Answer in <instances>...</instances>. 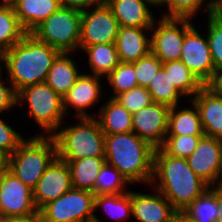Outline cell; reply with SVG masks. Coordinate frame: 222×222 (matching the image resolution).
<instances>
[{"label": "cell", "instance_id": "6da1fadb", "mask_svg": "<svg viewBox=\"0 0 222 222\" xmlns=\"http://www.w3.org/2000/svg\"><path fill=\"white\" fill-rule=\"evenodd\" d=\"M154 182L153 188L162 193L178 213L209 188L189 167L186 158L169 156L161 148L154 151L151 186Z\"/></svg>", "mask_w": 222, "mask_h": 222}, {"label": "cell", "instance_id": "7a4b0ae2", "mask_svg": "<svg viewBox=\"0 0 222 222\" xmlns=\"http://www.w3.org/2000/svg\"><path fill=\"white\" fill-rule=\"evenodd\" d=\"M59 53L57 49L27 33L18 43L3 52L8 83L18 93L27 86L45 82Z\"/></svg>", "mask_w": 222, "mask_h": 222}, {"label": "cell", "instance_id": "3957f363", "mask_svg": "<svg viewBox=\"0 0 222 222\" xmlns=\"http://www.w3.org/2000/svg\"><path fill=\"white\" fill-rule=\"evenodd\" d=\"M154 148L134 132L105 134L106 163L115 167L130 184H151Z\"/></svg>", "mask_w": 222, "mask_h": 222}, {"label": "cell", "instance_id": "277c9868", "mask_svg": "<svg viewBox=\"0 0 222 222\" xmlns=\"http://www.w3.org/2000/svg\"><path fill=\"white\" fill-rule=\"evenodd\" d=\"M75 125L60 126L52 135L57 157L64 161L105 157V134L96 117H80ZM62 127V128H61Z\"/></svg>", "mask_w": 222, "mask_h": 222}, {"label": "cell", "instance_id": "5b68a950", "mask_svg": "<svg viewBox=\"0 0 222 222\" xmlns=\"http://www.w3.org/2000/svg\"><path fill=\"white\" fill-rule=\"evenodd\" d=\"M56 156V143L53 137L37 134L25 139L18 149L8 156L7 169L33 190Z\"/></svg>", "mask_w": 222, "mask_h": 222}, {"label": "cell", "instance_id": "8992f818", "mask_svg": "<svg viewBox=\"0 0 222 222\" xmlns=\"http://www.w3.org/2000/svg\"><path fill=\"white\" fill-rule=\"evenodd\" d=\"M27 101L29 117L35 120L42 133L52 136L61 125L65 111L63 97L56 93L46 82L27 86L17 93V104Z\"/></svg>", "mask_w": 222, "mask_h": 222}, {"label": "cell", "instance_id": "52a82bcc", "mask_svg": "<svg viewBox=\"0 0 222 222\" xmlns=\"http://www.w3.org/2000/svg\"><path fill=\"white\" fill-rule=\"evenodd\" d=\"M82 11L60 7L40 23L31 34L60 53L79 49Z\"/></svg>", "mask_w": 222, "mask_h": 222}, {"label": "cell", "instance_id": "ba28073f", "mask_svg": "<svg viewBox=\"0 0 222 222\" xmlns=\"http://www.w3.org/2000/svg\"><path fill=\"white\" fill-rule=\"evenodd\" d=\"M94 196L92 191L72 188L39 212L47 220L55 222H93Z\"/></svg>", "mask_w": 222, "mask_h": 222}, {"label": "cell", "instance_id": "9c48e42d", "mask_svg": "<svg viewBox=\"0 0 222 222\" xmlns=\"http://www.w3.org/2000/svg\"><path fill=\"white\" fill-rule=\"evenodd\" d=\"M159 20H155L151 27V52L162 63L180 60L185 34L193 22L190 18L161 17Z\"/></svg>", "mask_w": 222, "mask_h": 222}, {"label": "cell", "instance_id": "30bf717a", "mask_svg": "<svg viewBox=\"0 0 222 222\" xmlns=\"http://www.w3.org/2000/svg\"><path fill=\"white\" fill-rule=\"evenodd\" d=\"M91 8L82 11L79 47L115 43L120 26L111 9L103 0Z\"/></svg>", "mask_w": 222, "mask_h": 222}, {"label": "cell", "instance_id": "8fae6325", "mask_svg": "<svg viewBox=\"0 0 222 222\" xmlns=\"http://www.w3.org/2000/svg\"><path fill=\"white\" fill-rule=\"evenodd\" d=\"M195 27L193 25L185 34L180 60L203 85H213L218 73L212 61L208 39Z\"/></svg>", "mask_w": 222, "mask_h": 222}, {"label": "cell", "instance_id": "7c38bea8", "mask_svg": "<svg viewBox=\"0 0 222 222\" xmlns=\"http://www.w3.org/2000/svg\"><path fill=\"white\" fill-rule=\"evenodd\" d=\"M39 215L33 191L6 169L0 177V217Z\"/></svg>", "mask_w": 222, "mask_h": 222}, {"label": "cell", "instance_id": "4fadbf2b", "mask_svg": "<svg viewBox=\"0 0 222 222\" xmlns=\"http://www.w3.org/2000/svg\"><path fill=\"white\" fill-rule=\"evenodd\" d=\"M72 179L66 161L55 157L47 166L33 191V202L38 211L72 189Z\"/></svg>", "mask_w": 222, "mask_h": 222}, {"label": "cell", "instance_id": "5bb4252c", "mask_svg": "<svg viewBox=\"0 0 222 222\" xmlns=\"http://www.w3.org/2000/svg\"><path fill=\"white\" fill-rule=\"evenodd\" d=\"M170 108L166 104L152 102L133 113L132 132L149 142L154 148H160L166 138Z\"/></svg>", "mask_w": 222, "mask_h": 222}, {"label": "cell", "instance_id": "9a60e30c", "mask_svg": "<svg viewBox=\"0 0 222 222\" xmlns=\"http://www.w3.org/2000/svg\"><path fill=\"white\" fill-rule=\"evenodd\" d=\"M186 160L193 172L209 187L216 186L222 161V140L203 135Z\"/></svg>", "mask_w": 222, "mask_h": 222}, {"label": "cell", "instance_id": "2e32d148", "mask_svg": "<svg viewBox=\"0 0 222 222\" xmlns=\"http://www.w3.org/2000/svg\"><path fill=\"white\" fill-rule=\"evenodd\" d=\"M199 110L204 135L222 140V92L204 85L191 99Z\"/></svg>", "mask_w": 222, "mask_h": 222}, {"label": "cell", "instance_id": "e0dca14e", "mask_svg": "<svg viewBox=\"0 0 222 222\" xmlns=\"http://www.w3.org/2000/svg\"><path fill=\"white\" fill-rule=\"evenodd\" d=\"M101 77L93 74H81L71 89L63 96V108L65 114L68 112V107H73L77 113L76 117H95L96 115H90L87 110L90 106L99 102L101 98Z\"/></svg>", "mask_w": 222, "mask_h": 222}, {"label": "cell", "instance_id": "ac0fdd59", "mask_svg": "<svg viewBox=\"0 0 222 222\" xmlns=\"http://www.w3.org/2000/svg\"><path fill=\"white\" fill-rule=\"evenodd\" d=\"M155 194L131 191V212L139 222H171L178 213L172 204L155 189Z\"/></svg>", "mask_w": 222, "mask_h": 222}, {"label": "cell", "instance_id": "d6986e66", "mask_svg": "<svg viewBox=\"0 0 222 222\" xmlns=\"http://www.w3.org/2000/svg\"><path fill=\"white\" fill-rule=\"evenodd\" d=\"M111 9L119 26L151 28L155 17L148 0H103ZM149 5V6H148Z\"/></svg>", "mask_w": 222, "mask_h": 222}, {"label": "cell", "instance_id": "ffe728a7", "mask_svg": "<svg viewBox=\"0 0 222 222\" xmlns=\"http://www.w3.org/2000/svg\"><path fill=\"white\" fill-rule=\"evenodd\" d=\"M151 28L120 26L116 38V48L119 62H134L151 52V38L147 32Z\"/></svg>", "mask_w": 222, "mask_h": 222}, {"label": "cell", "instance_id": "44dd1931", "mask_svg": "<svg viewBox=\"0 0 222 222\" xmlns=\"http://www.w3.org/2000/svg\"><path fill=\"white\" fill-rule=\"evenodd\" d=\"M20 24L31 33L61 7L60 0H16L12 3Z\"/></svg>", "mask_w": 222, "mask_h": 222}, {"label": "cell", "instance_id": "7402d4cb", "mask_svg": "<svg viewBox=\"0 0 222 222\" xmlns=\"http://www.w3.org/2000/svg\"><path fill=\"white\" fill-rule=\"evenodd\" d=\"M74 61L71 58V53L61 52L53 61L47 74L45 82L62 97L71 89L82 74Z\"/></svg>", "mask_w": 222, "mask_h": 222}, {"label": "cell", "instance_id": "603a6c76", "mask_svg": "<svg viewBox=\"0 0 222 222\" xmlns=\"http://www.w3.org/2000/svg\"><path fill=\"white\" fill-rule=\"evenodd\" d=\"M97 119L104 134L132 132V114L116 99L110 98L99 110Z\"/></svg>", "mask_w": 222, "mask_h": 222}, {"label": "cell", "instance_id": "cb8c5ba5", "mask_svg": "<svg viewBox=\"0 0 222 222\" xmlns=\"http://www.w3.org/2000/svg\"><path fill=\"white\" fill-rule=\"evenodd\" d=\"M193 108L178 109L172 106L169 111L166 136L204 135L199 110L194 103Z\"/></svg>", "mask_w": 222, "mask_h": 222}, {"label": "cell", "instance_id": "d4e9b609", "mask_svg": "<svg viewBox=\"0 0 222 222\" xmlns=\"http://www.w3.org/2000/svg\"><path fill=\"white\" fill-rule=\"evenodd\" d=\"M72 179L73 188L93 191L99 171L106 163L105 157H87L66 161Z\"/></svg>", "mask_w": 222, "mask_h": 222}, {"label": "cell", "instance_id": "484cf974", "mask_svg": "<svg viewBox=\"0 0 222 222\" xmlns=\"http://www.w3.org/2000/svg\"><path fill=\"white\" fill-rule=\"evenodd\" d=\"M88 55L89 68L93 75L103 78L119 64L115 43H100L87 47H79Z\"/></svg>", "mask_w": 222, "mask_h": 222}, {"label": "cell", "instance_id": "4316f807", "mask_svg": "<svg viewBox=\"0 0 222 222\" xmlns=\"http://www.w3.org/2000/svg\"><path fill=\"white\" fill-rule=\"evenodd\" d=\"M26 34L12 4L0 2V51L3 53L9 50Z\"/></svg>", "mask_w": 222, "mask_h": 222}, {"label": "cell", "instance_id": "83f0119b", "mask_svg": "<svg viewBox=\"0 0 222 222\" xmlns=\"http://www.w3.org/2000/svg\"><path fill=\"white\" fill-rule=\"evenodd\" d=\"M162 68L169 75L175 87L186 97L188 95L192 99L204 86L181 60L165 62L162 64Z\"/></svg>", "mask_w": 222, "mask_h": 222}, {"label": "cell", "instance_id": "f1b7e54d", "mask_svg": "<svg viewBox=\"0 0 222 222\" xmlns=\"http://www.w3.org/2000/svg\"><path fill=\"white\" fill-rule=\"evenodd\" d=\"M182 213L193 222H216L219 215L217 187H209Z\"/></svg>", "mask_w": 222, "mask_h": 222}, {"label": "cell", "instance_id": "f546056e", "mask_svg": "<svg viewBox=\"0 0 222 222\" xmlns=\"http://www.w3.org/2000/svg\"><path fill=\"white\" fill-rule=\"evenodd\" d=\"M205 9L209 17L206 37L208 39L215 71L219 73L222 70V18L215 13L216 0H209Z\"/></svg>", "mask_w": 222, "mask_h": 222}, {"label": "cell", "instance_id": "4dcf8cb0", "mask_svg": "<svg viewBox=\"0 0 222 222\" xmlns=\"http://www.w3.org/2000/svg\"><path fill=\"white\" fill-rule=\"evenodd\" d=\"M147 90L153 102L163 103L170 107L179 106V99L184 97L162 67L152 79Z\"/></svg>", "mask_w": 222, "mask_h": 222}, {"label": "cell", "instance_id": "1f68e13d", "mask_svg": "<svg viewBox=\"0 0 222 222\" xmlns=\"http://www.w3.org/2000/svg\"><path fill=\"white\" fill-rule=\"evenodd\" d=\"M97 208H104L105 213L113 220H126L132 215L131 190L122 194L94 196V209Z\"/></svg>", "mask_w": 222, "mask_h": 222}, {"label": "cell", "instance_id": "d6a6232c", "mask_svg": "<svg viewBox=\"0 0 222 222\" xmlns=\"http://www.w3.org/2000/svg\"><path fill=\"white\" fill-rule=\"evenodd\" d=\"M126 185L131 184L115 167L105 163L98 173L96 186L92 192L95 196L122 194L130 191L125 188Z\"/></svg>", "mask_w": 222, "mask_h": 222}, {"label": "cell", "instance_id": "836d02e7", "mask_svg": "<svg viewBox=\"0 0 222 222\" xmlns=\"http://www.w3.org/2000/svg\"><path fill=\"white\" fill-rule=\"evenodd\" d=\"M105 78L108 80L114 93L110 98H115L120 93L138 87L134 64L131 62H119Z\"/></svg>", "mask_w": 222, "mask_h": 222}, {"label": "cell", "instance_id": "e575fe53", "mask_svg": "<svg viewBox=\"0 0 222 222\" xmlns=\"http://www.w3.org/2000/svg\"><path fill=\"white\" fill-rule=\"evenodd\" d=\"M202 136L203 135L166 136L160 148L169 156L187 158L193 153Z\"/></svg>", "mask_w": 222, "mask_h": 222}, {"label": "cell", "instance_id": "d590c367", "mask_svg": "<svg viewBox=\"0 0 222 222\" xmlns=\"http://www.w3.org/2000/svg\"><path fill=\"white\" fill-rule=\"evenodd\" d=\"M132 63L134 64L138 86L144 88L149 86L163 64L152 52H149L146 56Z\"/></svg>", "mask_w": 222, "mask_h": 222}, {"label": "cell", "instance_id": "8d00e7d4", "mask_svg": "<svg viewBox=\"0 0 222 222\" xmlns=\"http://www.w3.org/2000/svg\"><path fill=\"white\" fill-rule=\"evenodd\" d=\"M206 0H166L164 5L168 10L163 13L165 18H190L197 14L199 9L202 11ZM168 12V13H167Z\"/></svg>", "mask_w": 222, "mask_h": 222}, {"label": "cell", "instance_id": "74e56055", "mask_svg": "<svg viewBox=\"0 0 222 222\" xmlns=\"http://www.w3.org/2000/svg\"><path fill=\"white\" fill-rule=\"evenodd\" d=\"M114 99L124 106L131 114L138 112L140 109H143L153 102L147 88L141 86L120 93Z\"/></svg>", "mask_w": 222, "mask_h": 222}, {"label": "cell", "instance_id": "f35d334b", "mask_svg": "<svg viewBox=\"0 0 222 222\" xmlns=\"http://www.w3.org/2000/svg\"><path fill=\"white\" fill-rule=\"evenodd\" d=\"M24 140L21 134L0 118V150L4 154L12 155Z\"/></svg>", "mask_w": 222, "mask_h": 222}, {"label": "cell", "instance_id": "ab89813d", "mask_svg": "<svg viewBox=\"0 0 222 222\" xmlns=\"http://www.w3.org/2000/svg\"><path fill=\"white\" fill-rule=\"evenodd\" d=\"M2 75L3 74L0 75V114H2L3 111H9L12 109L11 107L17 105V93L11 83H9L10 87L5 85L7 80L2 79ZM3 80H5V82Z\"/></svg>", "mask_w": 222, "mask_h": 222}, {"label": "cell", "instance_id": "60d3db41", "mask_svg": "<svg viewBox=\"0 0 222 222\" xmlns=\"http://www.w3.org/2000/svg\"><path fill=\"white\" fill-rule=\"evenodd\" d=\"M102 0H60L61 7L73 8L84 11L89 7L99 4Z\"/></svg>", "mask_w": 222, "mask_h": 222}, {"label": "cell", "instance_id": "b9f144b4", "mask_svg": "<svg viewBox=\"0 0 222 222\" xmlns=\"http://www.w3.org/2000/svg\"><path fill=\"white\" fill-rule=\"evenodd\" d=\"M0 222H38V215L4 216L0 217Z\"/></svg>", "mask_w": 222, "mask_h": 222}, {"label": "cell", "instance_id": "7bdbcfd3", "mask_svg": "<svg viewBox=\"0 0 222 222\" xmlns=\"http://www.w3.org/2000/svg\"><path fill=\"white\" fill-rule=\"evenodd\" d=\"M217 208L219 215L216 222H222V188L217 187Z\"/></svg>", "mask_w": 222, "mask_h": 222}, {"label": "cell", "instance_id": "ee69618b", "mask_svg": "<svg viewBox=\"0 0 222 222\" xmlns=\"http://www.w3.org/2000/svg\"><path fill=\"white\" fill-rule=\"evenodd\" d=\"M8 165V156L0 150V170H6Z\"/></svg>", "mask_w": 222, "mask_h": 222}, {"label": "cell", "instance_id": "f6af8a7d", "mask_svg": "<svg viewBox=\"0 0 222 222\" xmlns=\"http://www.w3.org/2000/svg\"><path fill=\"white\" fill-rule=\"evenodd\" d=\"M213 85L222 92V70L218 73L217 79Z\"/></svg>", "mask_w": 222, "mask_h": 222}, {"label": "cell", "instance_id": "bcb514c9", "mask_svg": "<svg viewBox=\"0 0 222 222\" xmlns=\"http://www.w3.org/2000/svg\"><path fill=\"white\" fill-rule=\"evenodd\" d=\"M215 13L222 18V0H216Z\"/></svg>", "mask_w": 222, "mask_h": 222}, {"label": "cell", "instance_id": "7dc6e473", "mask_svg": "<svg viewBox=\"0 0 222 222\" xmlns=\"http://www.w3.org/2000/svg\"><path fill=\"white\" fill-rule=\"evenodd\" d=\"M149 3L153 6H164V4L166 3V0H148Z\"/></svg>", "mask_w": 222, "mask_h": 222}, {"label": "cell", "instance_id": "c3c4849f", "mask_svg": "<svg viewBox=\"0 0 222 222\" xmlns=\"http://www.w3.org/2000/svg\"><path fill=\"white\" fill-rule=\"evenodd\" d=\"M178 222H193L183 213H178Z\"/></svg>", "mask_w": 222, "mask_h": 222}, {"label": "cell", "instance_id": "681fc988", "mask_svg": "<svg viewBox=\"0 0 222 222\" xmlns=\"http://www.w3.org/2000/svg\"><path fill=\"white\" fill-rule=\"evenodd\" d=\"M216 187L222 188V161H221L220 174L218 177V182L216 184Z\"/></svg>", "mask_w": 222, "mask_h": 222}, {"label": "cell", "instance_id": "f907efd6", "mask_svg": "<svg viewBox=\"0 0 222 222\" xmlns=\"http://www.w3.org/2000/svg\"><path fill=\"white\" fill-rule=\"evenodd\" d=\"M38 222H55V221L47 220V219L39 212Z\"/></svg>", "mask_w": 222, "mask_h": 222}, {"label": "cell", "instance_id": "816d5d0a", "mask_svg": "<svg viewBox=\"0 0 222 222\" xmlns=\"http://www.w3.org/2000/svg\"><path fill=\"white\" fill-rule=\"evenodd\" d=\"M4 68L3 66V53L0 51V75L2 74V69Z\"/></svg>", "mask_w": 222, "mask_h": 222}, {"label": "cell", "instance_id": "f5cc1de1", "mask_svg": "<svg viewBox=\"0 0 222 222\" xmlns=\"http://www.w3.org/2000/svg\"><path fill=\"white\" fill-rule=\"evenodd\" d=\"M3 3L12 4L16 0H0Z\"/></svg>", "mask_w": 222, "mask_h": 222}, {"label": "cell", "instance_id": "db71d44e", "mask_svg": "<svg viewBox=\"0 0 222 222\" xmlns=\"http://www.w3.org/2000/svg\"><path fill=\"white\" fill-rule=\"evenodd\" d=\"M171 222H178V213L175 215L174 219Z\"/></svg>", "mask_w": 222, "mask_h": 222}, {"label": "cell", "instance_id": "11a10c76", "mask_svg": "<svg viewBox=\"0 0 222 222\" xmlns=\"http://www.w3.org/2000/svg\"><path fill=\"white\" fill-rule=\"evenodd\" d=\"M93 222H102L99 218H97V216L95 215Z\"/></svg>", "mask_w": 222, "mask_h": 222}, {"label": "cell", "instance_id": "9f6ffc18", "mask_svg": "<svg viewBox=\"0 0 222 222\" xmlns=\"http://www.w3.org/2000/svg\"><path fill=\"white\" fill-rule=\"evenodd\" d=\"M5 170H0V177H1V174L4 172Z\"/></svg>", "mask_w": 222, "mask_h": 222}]
</instances>
